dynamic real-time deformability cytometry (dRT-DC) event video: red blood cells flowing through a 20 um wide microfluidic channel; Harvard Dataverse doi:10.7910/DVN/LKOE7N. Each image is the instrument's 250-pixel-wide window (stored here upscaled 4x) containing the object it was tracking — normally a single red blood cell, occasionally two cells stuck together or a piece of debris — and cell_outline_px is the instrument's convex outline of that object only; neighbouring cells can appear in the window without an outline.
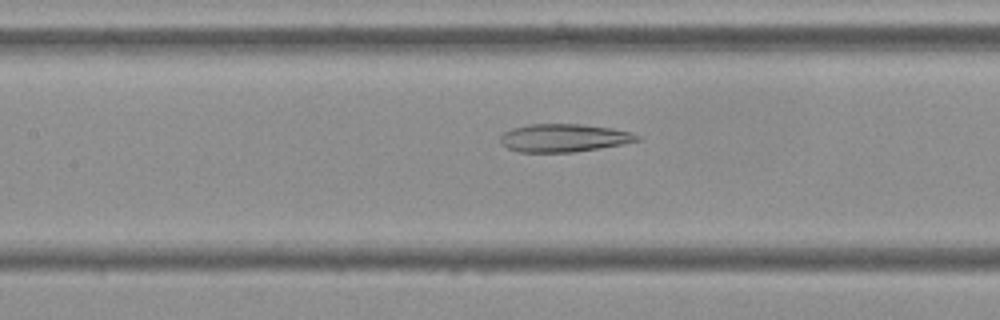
{"species": "Egyptian fruit bat (a non-hibernating species)", "species_latin": "Rousettus aegyptiacus", "temperature_condition": "cold", "stored_images_in_passage": 54, "camera_frame_rate_fps": 3000, "um_per_image_px": 0.085, "frame": {"image": 1, "passage_image": 24, "time_ms": 7.667, "image_size_px": [1000, 320], "cell_outline_px": [[644, 140], [624, 144], [600, 148], [572, 152], [516, 152], [500, 144], [500, 136], [504, 132], [512, 128], [528, 124], [584, 124], [612, 128], [632, 132], [640, 136]], "centroid_in_image_um": [47.96, 11.72], "position_along_channel_um": 159.4, "area_um2": 22.66}}
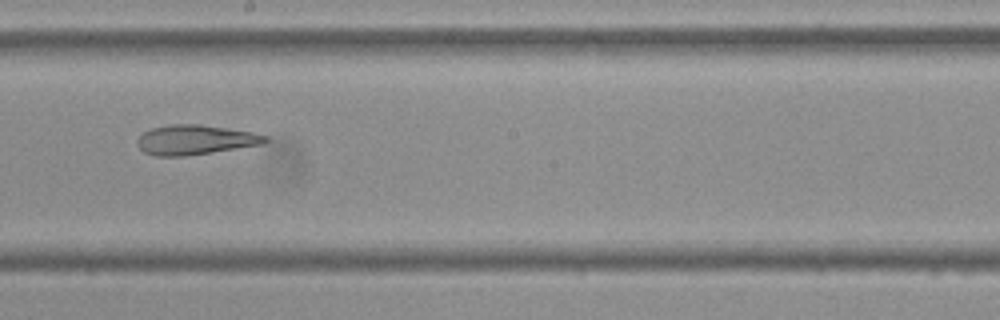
{"frame": {"image": 2, "passage_image": 30, "time_ms": 9.667, "image_size_px": [1000, 320], "cell_outline_px": [[272, 140], [264, 144], [184, 156], [156, 156], [144, 152], [136, 144], [136, 140], [144, 132], [152, 128], [168, 124], [200, 124], [228, 128], [252, 132], [268, 136]], "centroid_in_image_um": [16.62, 11.87], "position_along_channel_um": 231.6, "area_um2": 22.25}}
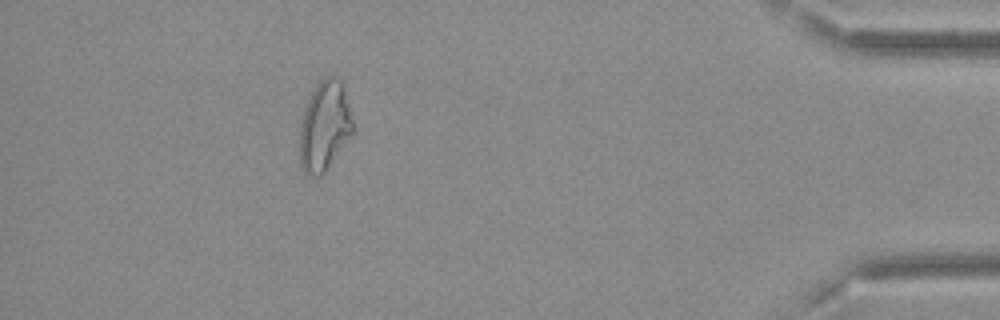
{"frame": {"image": 3, "passage_image": 49, "time_ms": 16.0, "image_size_px": [1000, 320], "cell_outline_px": [[352, 132], [324, 172], [320, 176], [308, 176], [300, 168], [300, 124], [308, 100], [316, 84], [324, 76], [332, 76], [340, 80], [344, 88], [352, 120]], "centroid_in_image_um": [27.55, 10.71], "position_along_channel_um": 407.7, "area_um2": 27.22}, "authors_computed_cell_mechanics": {"area_um2": 26.2412, "velocity_mm_per_s": 3.6179, "shape_relaxation_time_tau1_ms": null, "shape_relaxation_time_tau2_ms": 7.7031, "deformation_change_tau1": null, "deformation_change_tau2": 0.1521}}